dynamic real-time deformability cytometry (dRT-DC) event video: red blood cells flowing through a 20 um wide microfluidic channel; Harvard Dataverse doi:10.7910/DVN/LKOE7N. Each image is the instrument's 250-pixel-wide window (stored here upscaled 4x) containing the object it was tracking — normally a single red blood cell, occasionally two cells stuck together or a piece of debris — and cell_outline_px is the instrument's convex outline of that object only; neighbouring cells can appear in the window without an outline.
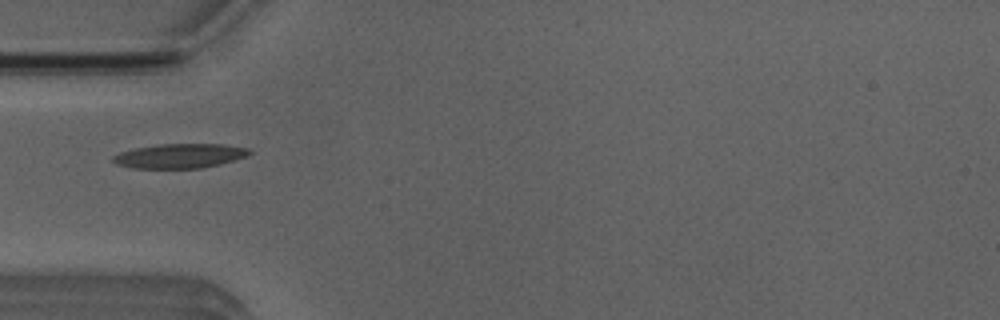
{"species": "Egyptian fruit bat (a non-hibernating species)", "species_latin": "Rousettus aegyptiacus", "temperature_condition": "room temperature", "stored_images_in_passage": 7, "camera_frame_rate_fps": 3000, "um_per_image_px": 0.085, "animal": {"sex": "male"}, "frame": {"image": 1, "passage_image": 5, "time_ms": 5.0, "image_size_px": [1000, 320], "cell_outline_px": [[252, 152], [248, 156], [220, 164], [200, 168], [132, 168], [116, 164], [112, 160], [112, 156], [120, 152], [136, 148], [156, 144], [224, 144], [248, 148]], "centroid_in_image_um": [15.28, 13.25], "position_along_channel_um": 69.7, "area_um2": 19.48}}